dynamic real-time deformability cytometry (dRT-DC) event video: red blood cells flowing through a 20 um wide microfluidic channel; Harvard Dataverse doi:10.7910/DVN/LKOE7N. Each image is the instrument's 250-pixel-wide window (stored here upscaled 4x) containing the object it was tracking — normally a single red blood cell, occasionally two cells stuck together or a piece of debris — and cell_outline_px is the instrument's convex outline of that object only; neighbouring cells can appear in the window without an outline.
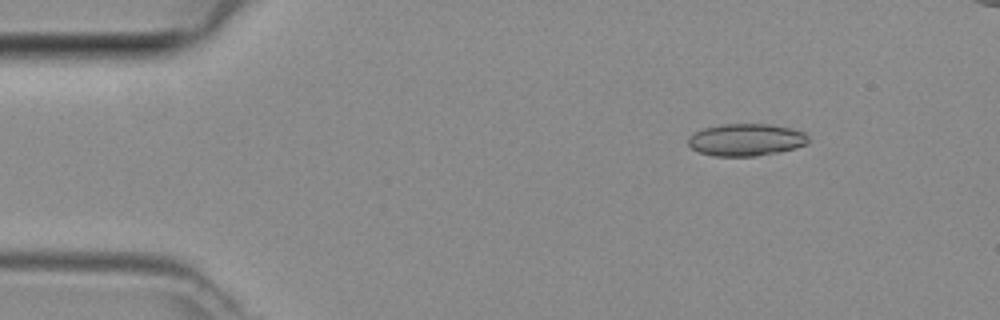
{"species": "common noctule bat (a hibernating species)", "species_latin": "Nyctalus noctula", "temperature_condition": "room temperature", "stored_images_in_passage": 6, "camera_frame_rate_fps": 3000, "um_per_image_px": 0.085, "animal": {"sex": "female", "body_mass_g": 29.2, "forearm_length_mm": 56.3}, "frame": {"image": 1, "passage_image": 3, "time_ms": 0.667, "image_size_px": [1000, 320], "cell_outline_px": [[808, 144], [796, 148], [780, 152], [756, 156], [712, 156], [700, 152], [692, 148], [688, 144], [688, 136], [704, 128], [724, 124], [768, 124], [792, 128], [804, 132], [808, 136]], "centroid_in_image_um": [63.44, 11.89], "position_along_channel_um": 21.6, "area_um2": 22.66}}